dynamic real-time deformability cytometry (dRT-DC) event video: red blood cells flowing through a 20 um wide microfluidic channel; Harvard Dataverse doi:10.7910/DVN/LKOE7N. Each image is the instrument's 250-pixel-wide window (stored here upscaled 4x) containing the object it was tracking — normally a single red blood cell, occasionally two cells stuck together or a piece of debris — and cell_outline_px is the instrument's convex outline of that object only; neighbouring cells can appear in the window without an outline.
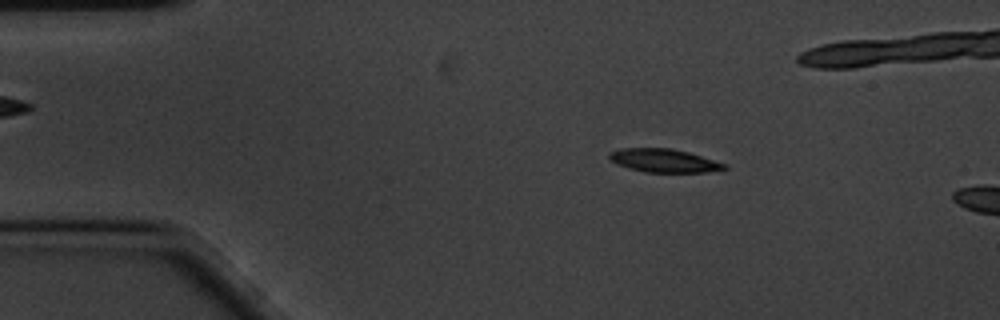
{"species": "common noctule bat (a hibernating species)", "species_latin": "Nyctalus noctula", "temperature_condition": "cold", "stored_images_in_passage": 7, "camera_frame_rate_fps": 3000, "um_per_image_px": 0.085, "animal": {"sex": "male", "body_mass_g": 20.1, "forearm_length_mm": 53.5}, "frame": {"image": 1, "passage_image": 4, "time_ms": 1.0, "image_size_px": [1000, 320], "cell_outline_px": [[728, 168], [708, 172], [644, 172], [628, 168], [616, 164], [608, 156], [608, 152], [620, 148], [668, 148], [688, 152], [728, 164]], "centroid_in_image_um": [56.43, 13.65], "position_along_channel_um": 28.6, "area_um2": 15.72}}